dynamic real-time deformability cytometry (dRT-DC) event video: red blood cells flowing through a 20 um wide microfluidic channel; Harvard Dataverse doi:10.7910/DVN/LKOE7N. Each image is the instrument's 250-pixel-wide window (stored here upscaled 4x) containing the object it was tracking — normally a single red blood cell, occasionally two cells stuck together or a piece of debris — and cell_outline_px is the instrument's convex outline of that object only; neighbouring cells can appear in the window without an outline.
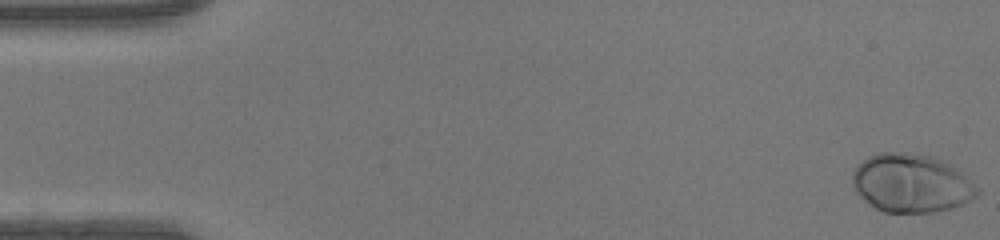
{"species": "human", "species_latin": "Homo sapiens", "temperature_condition": "warm", "stored_images_in_passage": 47, "camera_frame_rate_fps": 3000, "um_per_image_px": 0.085, "donor": {"sex": "female"}, "frame": {"image": 1, "passage_image": 1, "time_ms": 0.0, "image_size_px": [1000, 240], "cell_outline_px": [[980, 192], [976, 196], [952, 208], [932, 212], [884, 212], [876, 208], [860, 196], [856, 192], [852, 184], [852, 172], [868, 156], [880, 152], [904, 152], [932, 156], [948, 164], [980, 188]], "centroid_in_image_um": [77.43, 15.57], "position_along_channel_um": 7.6, "area_um2": 42.02}}
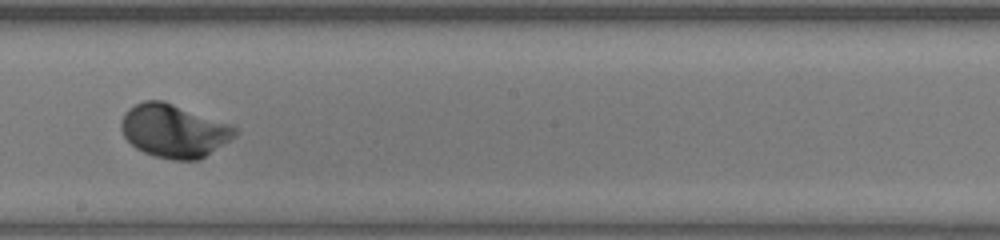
{"frame": {"image": 2, "passage_image": 27, "time_ms": 8.667, "image_size_px": [1000, 240], "cell_outline_px": [[240, 132], [236, 136], [200, 160], [172, 160], [156, 156], [144, 152], [136, 148], [124, 136], [120, 128], [120, 120], [124, 112], [128, 108], [144, 100], [164, 100], [232, 124], [240, 128]], "centroid_in_image_um": [14.82, 11.11], "position_along_channel_um": 233.4, "area_um2": 35.84}}
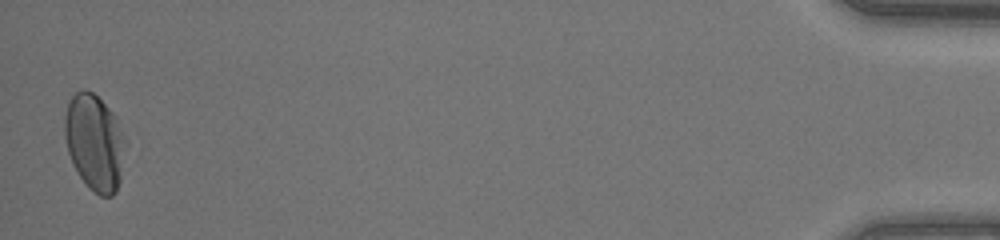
{"frame": {"image": 3, "passage_image": 47, "time_ms": 15.333, "image_size_px": [1000, 240], "cell_outline_px": [[120, 180], [116, 192], [112, 196], [100, 196], [88, 188], [72, 164], [68, 152], [64, 136], [64, 116], [68, 104], [72, 96], [76, 92], [84, 88], [92, 92], [116, 116], [120, 132]], "centroid_in_image_um": [7.94, 12.1], "position_along_channel_um": 427.3, "area_um2": 32.89}, "authors_computed_cell_mechanics": {"area_um2": 33.7552, "velocity_mm_per_s": 4.3628, "shape_relaxation_time_tau1_ms": 1.7131, "shape_relaxation_time_tau2_ms": null, "deformation_change_tau1": 0.1594, "deformation_change_tau2": null}}